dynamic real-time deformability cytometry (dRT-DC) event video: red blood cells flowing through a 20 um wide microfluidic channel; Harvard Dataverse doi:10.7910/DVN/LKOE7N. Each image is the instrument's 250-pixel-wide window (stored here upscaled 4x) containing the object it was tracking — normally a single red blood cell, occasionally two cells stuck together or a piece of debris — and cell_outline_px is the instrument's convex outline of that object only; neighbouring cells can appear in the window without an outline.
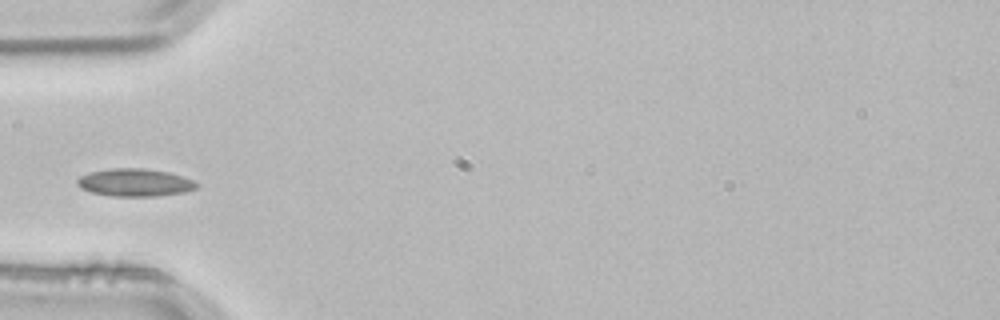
{"species": "common noctule bat (a hibernating species)", "species_latin": "Nyctalus noctula", "temperature_condition": "room temperature", "stored_images_in_passage": 3, "camera_frame_rate_fps": 3000, "um_per_image_px": 0.085, "animal": {"sex": "male", "body_mass_g": 21.5, "forearm_length_mm": 52.0}, "frame": {"image": 1, "passage_image": 3, "time_ms": 0.667, "image_size_px": [1000, 320], "cell_outline_px": [[200, 184], [196, 188], [184, 192], [156, 196], [112, 196], [92, 192], [80, 188], [76, 184], [76, 180], [80, 176], [92, 172], [112, 168], [144, 168], [168, 172], [192, 180]], "centroid_in_image_um": [11.45, 15.51], "position_along_channel_um": 73.6, "area_um2": 19.13}}